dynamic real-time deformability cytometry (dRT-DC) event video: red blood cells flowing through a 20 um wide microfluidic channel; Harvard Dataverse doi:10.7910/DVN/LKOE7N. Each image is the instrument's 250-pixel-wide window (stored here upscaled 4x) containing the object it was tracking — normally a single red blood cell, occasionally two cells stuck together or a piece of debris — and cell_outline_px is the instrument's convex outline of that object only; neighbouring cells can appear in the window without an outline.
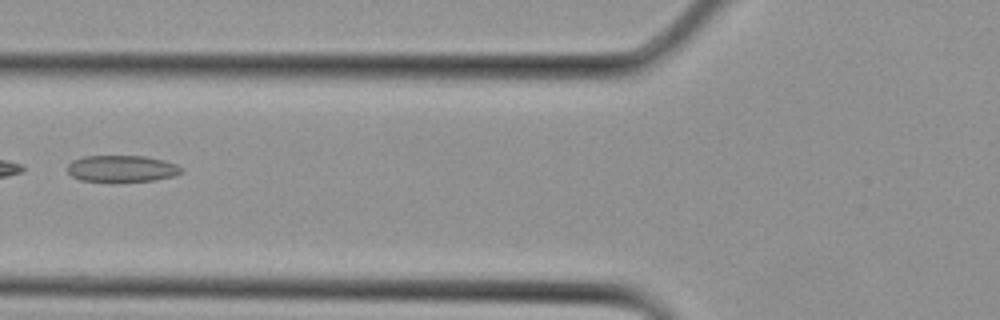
{"species": "Egyptian fruit bat (a non-hibernating species)", "species_latin": "Rousettus aegyptiacus", "temperature_condition": "cold", "stored_images_in_passage": 4, "camera_frame_rate_fps": 3000, "um_per_image_px": 0.085, "animal": {"sex": "female"}, "frame": {"image": 1, "passage_image": 4, "time_ms": 1.0, "image_size_px": [1000, 320], "cell_outline_px": [[184, 172], [176, 176], [156, 180], [116, 184], [108, 184], [80, 180], [72, 176], [68, 172], [68, 164], [72, 160], [84, 156], [144, 156], [164, 160], [176, 164]], "centroid_in_image_um": [10.34, 14.38], "position_along_channel_um": 115.5, "area_um2": 18.55}}